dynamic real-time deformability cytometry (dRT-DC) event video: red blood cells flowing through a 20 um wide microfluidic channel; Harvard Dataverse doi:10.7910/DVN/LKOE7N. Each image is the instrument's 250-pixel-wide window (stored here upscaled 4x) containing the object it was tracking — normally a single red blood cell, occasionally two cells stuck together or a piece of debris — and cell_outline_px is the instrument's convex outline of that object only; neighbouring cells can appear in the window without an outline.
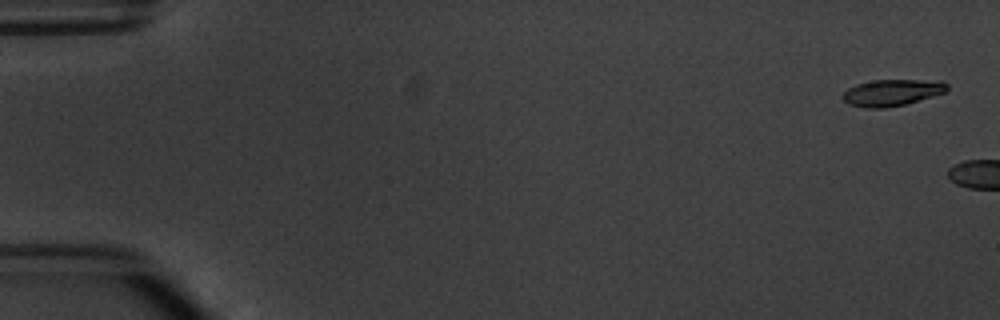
{"species": "common noctule bat (a hibernating species)", "species_latin": "Nyctalus noctula", "temperature_condition": "warm", "stored_images_in_passage": 3, "camera_frame_rate_fps": 3000, "um_per_image_px": 0.085, "animal": {"sex": "male", "body_mass_g": 20.1, "forearm_length_mm": 53.5}, "frame": {"image": 1, "passage_image": 1, "time_ms": 0.0, "image_size_px": [1000, 320], "cell_outline_px": [[948, 88], [944, 92], [932, 96], [904, 104], [884, 108], [864, 108], [848, 104], [840, 96], [848, 88], [856, 84], [872, 80], [944, 80], [948, 84]], "centroid_in_image_um": [75.79, 7.86], "position_along_channel_um": 9.2, "area_um2": 16.18}}